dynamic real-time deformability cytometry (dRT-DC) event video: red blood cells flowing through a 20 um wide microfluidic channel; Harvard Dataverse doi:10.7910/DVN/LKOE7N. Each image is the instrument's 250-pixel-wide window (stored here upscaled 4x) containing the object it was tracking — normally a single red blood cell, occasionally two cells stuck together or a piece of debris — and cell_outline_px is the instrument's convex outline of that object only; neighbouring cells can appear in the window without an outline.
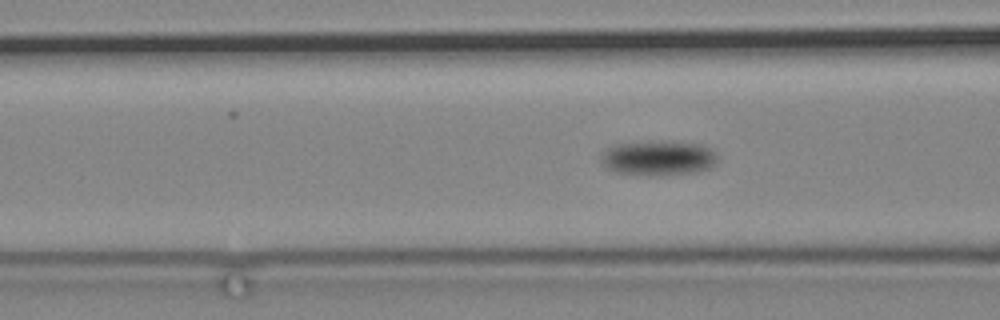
{"species": "common noctule bat (a hibernating species)", "species_latin": "Nyctalus noctula", "temperature_condition": "cold", "stored_images_in_passage": 56, "camera_frame_rate_fps": 3000, "um_per_image_px": 0.085, "animal": {"sex": "male", "body_mass_g": 19.2, "forearm_length_mm": 51.8}, "frame": {"image": 1, "passage_image": 16, "time_ms": 5.0, "image_size_px": [1000, 320], "cell_outline_px": [[720, 160], [708, 168], [696, 172], [616, 172], [608, 168], [600, 160], [600, 156], [612, 144], [656, 140], [668, 140], [700, 144], [716, 152]], "centroid_in_image_um": [55.99, 13.34], "position_along_channel_um": 110.6, "area_um2": 22.95}}
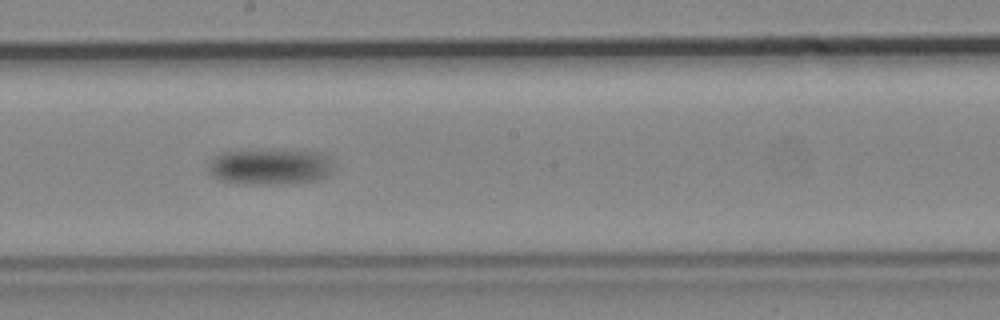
{"frame": {"image": 2, "passage_image": 29, "time_ms": 9.333, "image_size_px": [1000, 320], "cell_outline_px": [[332, 176], [320, 180], [284, 184], [248, 184], [216, 180], [208, 172], [208, 164], [212, 156], [220, 152], [240, 148], [324, 152], [328, 156], [332, 168]], "centroid_in_image_um": [22.9, 14.14], "position_along_channel_um": 225.3, "area_um2": 27.51}}
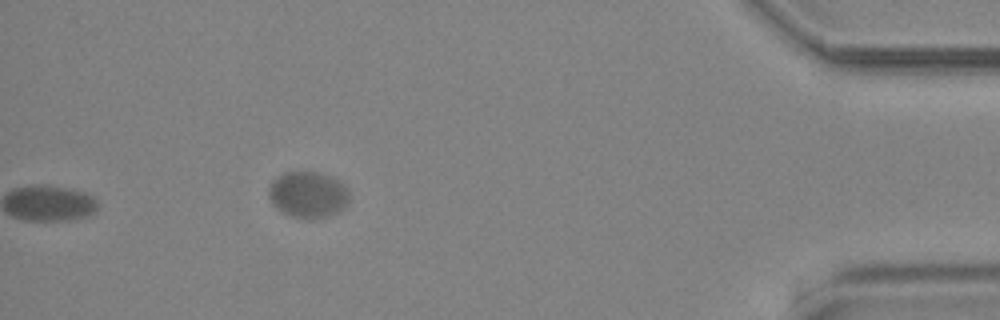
{"frame": {"image": 3, "passage_image": 56, "time_ms": 18.333, "image_size_px": [1000, 320], "cell_outline_px": [[348, 200], [344, 208], [340, 212], [328, 216], [292, 216], [276, 208], [272, 204], [268, 196], [268, 188], [272, 180], [276, 176], [284, 172], [320, 172], [332, 176], [344, 184], [348, 188]], "centroid_in_image_um": [26.17, 16.49], "position_along_channel_um": 409.0, "area_um2": 21.62}}